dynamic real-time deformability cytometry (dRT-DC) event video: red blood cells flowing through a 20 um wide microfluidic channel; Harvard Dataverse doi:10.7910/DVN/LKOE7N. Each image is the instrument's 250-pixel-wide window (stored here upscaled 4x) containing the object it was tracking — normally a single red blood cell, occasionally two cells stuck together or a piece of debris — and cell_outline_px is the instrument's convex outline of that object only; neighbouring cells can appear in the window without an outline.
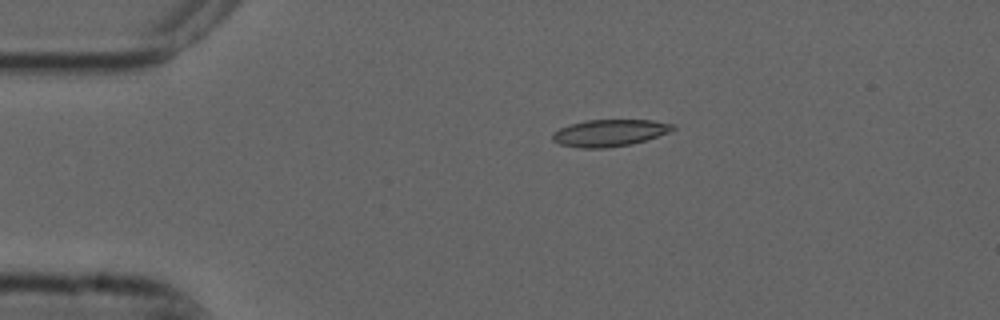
{"species": "common noctule bat (a hibernating species)", "species_latin": "Nyctalus noctula", "temperature_condition": "cold", "stored_images_in_passage": 5, "camera_frame_rate_fps": 3000, "um_per_image_px": 0.085, "animal": {"sex": "male", "forearm_length_mm": 52.5}, "frame": {"image": 1, "passage_image": 3, "time_ms": 0.667, "image_size_px": [1000, 320], "cell_outline_px": [[676, 128], [668, 132], [632, 144], [604, 148], [580, 148], [560, 144], [552, 140], [552, 136], [560, 128], [572, 124], [588, 120], [652, 120], [676, 124]], "centroid_in_image_um": [51.84, 11.29], "position_along_channel_um": 33.2, "area_um2": 18.61}}
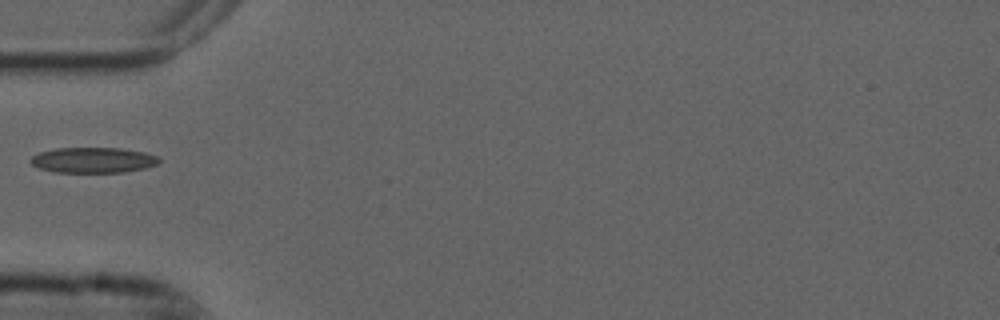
{"frame": {"image": 2, "passage_image": 5, "time_ms": 1.333, "image_size_px": [1000, 320], "cell_outline_px": [[160, 160], [156, 164], [144, 168], [124, 172], [52, 172], [40, 168], [32, 164], [28, 160], [32, 156], [40, 152], [56, 148], [120, 148], [144, 152], [160, 156]], "centroid_in_image_um": [7.91, 13.6], "position_along_channel_um": 77.1, "area_um2": 19.07}}